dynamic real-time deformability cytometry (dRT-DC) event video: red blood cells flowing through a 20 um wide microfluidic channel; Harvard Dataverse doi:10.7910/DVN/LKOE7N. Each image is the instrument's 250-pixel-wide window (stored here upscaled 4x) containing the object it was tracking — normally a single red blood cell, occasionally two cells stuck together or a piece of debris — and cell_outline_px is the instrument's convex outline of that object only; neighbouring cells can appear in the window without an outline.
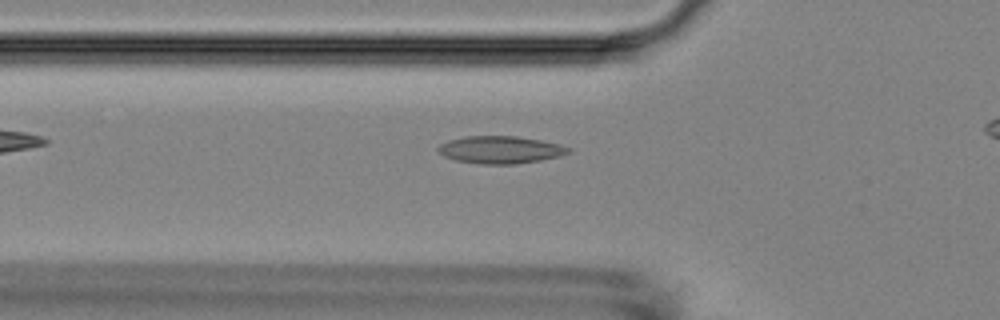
{"species": "Egyptian fruit bat (a non-hibernating species)", "species_latin": "Rousettus aegyptiacus", "temperature_condition": "room temperature", "stored_images_in_passage": 31, "camera_frame_rate_fps": 3000, "um_per_image_px": 0.085, "animal": {"sex": "female"}, "frame": {"image": 1, "passage_image": 2, "time_ms": 0.333, "image_size_px": [1000, 320], "cell_outline_px": [[572, 152], [560, 156], [540, 160], [516, 164], [480, 164], [456, 160], [444, 156], [436, 148], [440, 144], [448, 140], [464, 136], [516, 136], [540, 140], [560, 144], [572, 148]], "centroid_in_image_um": [42.55, 12.72], "position_along_channel_um": 83.2, "area_um2": 20.92}}
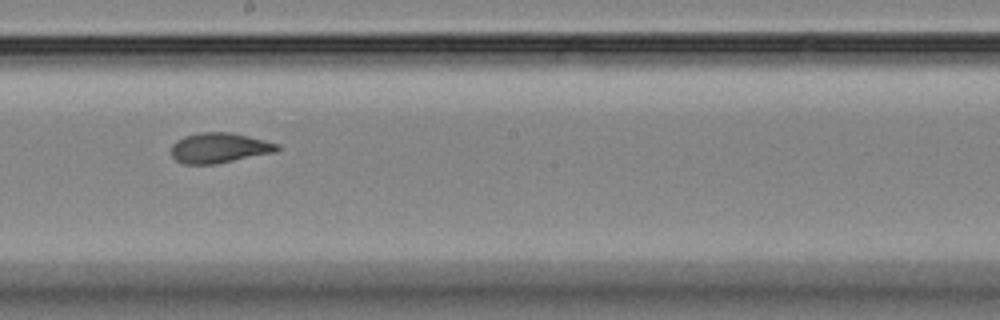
{"frame": {"image": 2, "passage_image": 14, "time_ms": 4.333, "image_size_px": [1000, 320], "cell_outline_px": [[280, 148], [276, 152], [212, 164], [184, 164], [176, 160], [172, 156], [172, 144], [176, 140], [184, 136], [200, 132], [232, 132], [280, 144]], "centroid_in_image_um": [18.64, 12.56], "position_along_channel_um": 229.6, "area_um2": 18.55}}
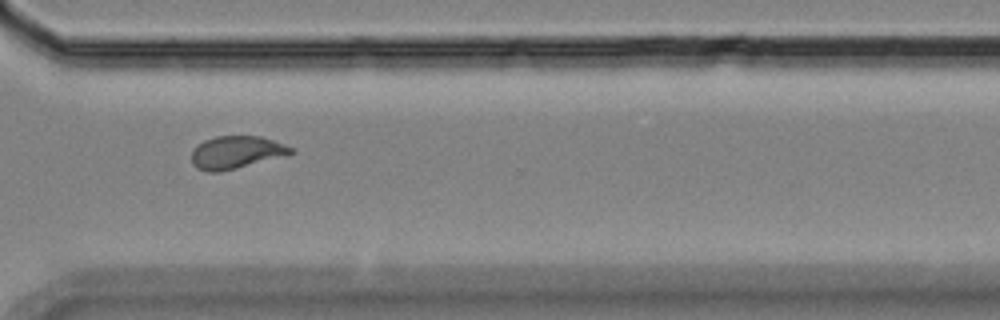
{"frame": {"image": 3, "passage_image": 24, "time_ms": 7.667, "image_size_px": [1000, 320], "cell_outline_px": [[296, 152], [288, 156], [220, 172], [208, 172], [196, 168], [192, 164], [192, 148], [196, 144], [204, 140], [216, 136], [260, 136], [284, 144], [292, 148]], "centroid_in_image_um": [20.08, 12.96], "position_along_channel_um": 350.5, "area_um2": 19.25}, "authors_computed_cell_mechanics": {"area_um2": 18.9584, "velocity_mm_per_s": 3.6289, "shape_relaxation_time_tau1_ms": 5.7095, "shape_relaxation_time_tau2_ms": 0.8595, "deformation_change_tau1": 0.1792, "deformation_change_tau2": 0.0569}}